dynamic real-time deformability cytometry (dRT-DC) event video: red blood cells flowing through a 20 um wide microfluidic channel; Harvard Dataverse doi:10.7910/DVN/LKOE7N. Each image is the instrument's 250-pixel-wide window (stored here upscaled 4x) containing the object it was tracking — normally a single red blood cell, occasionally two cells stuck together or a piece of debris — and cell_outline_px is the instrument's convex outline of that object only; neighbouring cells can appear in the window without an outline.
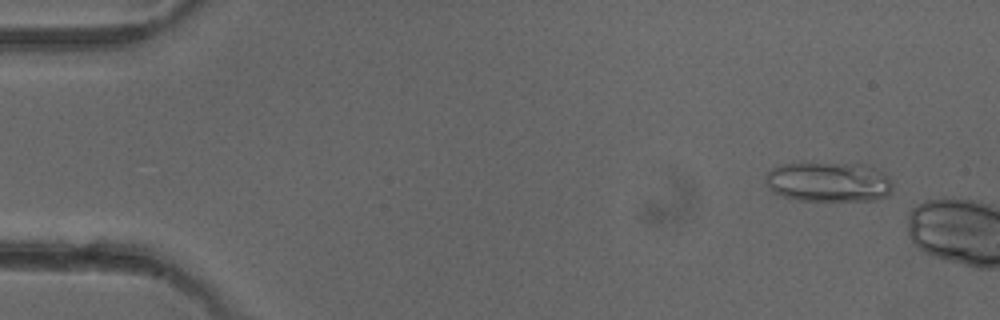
{"species": "common noctule bat (a hibernating species)", "species_latin": "Nyctalus noctula", "temperature_condition": "cold", "stored_images_in_passage": 3, "camera_frame_rate_fps": 3000, "um_per_image_px": 0.085, "animal": {"sex": "female"}, "frame": {"image": 1, "passage_image": 1, "time_ms": 0.0, "image_size_px": [1000, 320], "cell_outline_px": [[892, 188], [888, 196], [876, 200], [800, 200], [784, 196], [772, 192], [768, 188], [768, 172], [772, 168], [780, 164], [864, 164], [884, 172], [888, 176], [892, 184]], "centroid_in_image_um": [70.48, 15.47], "position_along_channel_um": 14.5, "area_um2": 29.19}}